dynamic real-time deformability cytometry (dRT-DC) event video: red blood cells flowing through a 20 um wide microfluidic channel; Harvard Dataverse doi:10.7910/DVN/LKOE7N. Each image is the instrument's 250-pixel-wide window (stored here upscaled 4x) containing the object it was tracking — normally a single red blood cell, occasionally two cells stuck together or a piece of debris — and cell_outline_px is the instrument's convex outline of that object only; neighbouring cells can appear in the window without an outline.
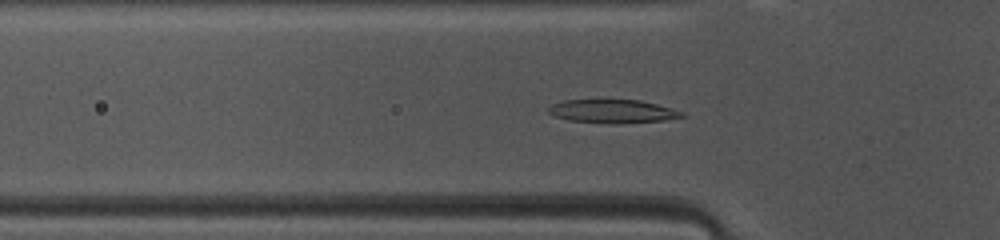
{"species": "common noctule bat (a hibernating species)", "species_latin": "Nyctalus noctula", "temperature_condition": "warm", "stored_images_in_passage": 40, "camera_frame_rate_fps": 3000, "um_per_image_px": 0.085, "animal": {"sex": "female", "body_mass_g": 10.0, "forearm_length_mm": 53.1}, "frame": {"image": 1, "passage_image": 7, "time_ms": 2.0, "image_size_px": [1000, 240], "cell_outline_px": [[688, 116], [664, 120], [616, 124], [568, 120], [556, 116], [548, 112], [548, 108], [552, 104], [564, 100], [640, 100], [672, 108], [684, 112]], "centroid_in_image_um": [52.12, 9.46], "position_along_channel_um": 73.7, "area_um2": 18.21}}
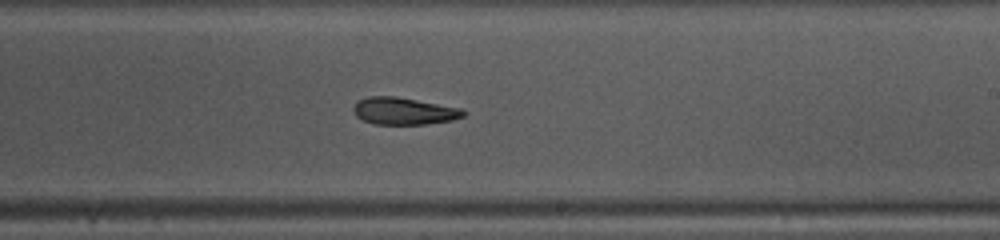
{"frame": {"image": 2, "passage_image": 20, "time_ms": 6.333, "image_size_px": [1000, 240], "cell_outline_px": [[468, 112], [464, 116], [452, 120], [424, 124], [372, 124], [356, 116], [352, 108], [356, 100], [368, 96], [396, 96], [460, 108]], "centroid_in_image_um": [34.29, 9.43], "position_along_channel_um": 254.7, "area_um2": 17.46}}
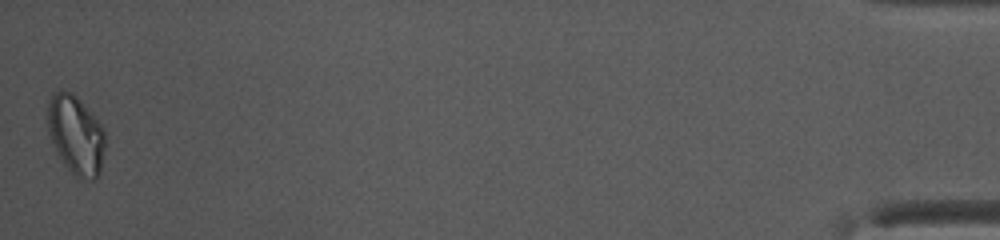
{"frame": {"image": 3, "passage_image": 40, "time_ms": 13.0, "image_size_px": [1000, 240], "cell_outline_px": [[104, 148], [100, 172], [92, 180], [80, 180], [64, 164], [48, 132], [48, 104], [52, 96], [60, 88], [72, 92], [76, 96], [104, 128]], "centroid_in_image_um": [6.45, 11.46], "position_along_channel_um": 428.7, "area_um2": 26.01}, "authors_computed_cell_mechanics": {"area_um2": 18.2359, "velocity_mm_per_s": 4.1413, "shape_relaxation_time_tau1_ms": 3.7117, "shape_relaxation_time_tau2_ms": 2.8863, "deformation_change_tau1": 0.1405, "deformation_change_tau2": 0.1026}}